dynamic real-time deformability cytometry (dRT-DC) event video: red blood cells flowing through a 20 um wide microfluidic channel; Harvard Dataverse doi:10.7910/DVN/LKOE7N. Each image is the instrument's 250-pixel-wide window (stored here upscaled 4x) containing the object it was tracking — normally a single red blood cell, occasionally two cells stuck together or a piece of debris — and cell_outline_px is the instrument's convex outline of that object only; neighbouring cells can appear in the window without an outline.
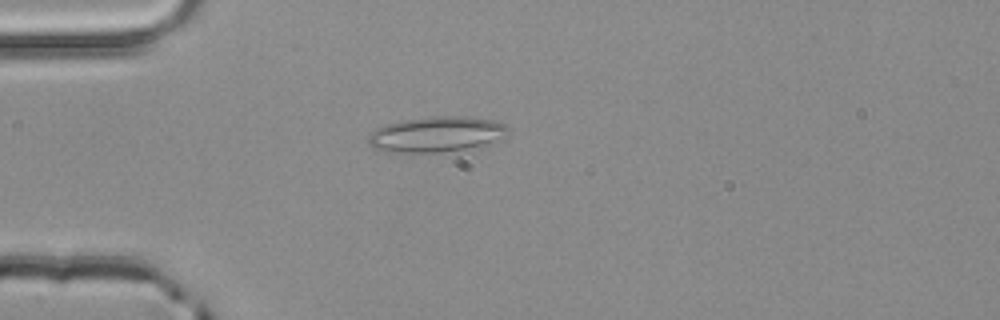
{"species": "common noctule bat (a hibernating species)", "species_latin": "Nyctalus noctula", "temperature_condition": "room temperature", "stored_images_in_passage": 1, "camera_frame_rate_fps": 3000, "um_per_image_px": 0.085, "animal": {"sex": "male", "body_mass_g": 20.4}, "frame": {"image": 1, "passage_image": 1, "time_ms": 0.0, "image_size_px": [1000, 320], "cell_outline_px": [[508, 128], [504, 136], [484, 148], [440, 152], [384, 152], [368, 144], [368, 136], [376, 128], [400, 120], [432, 116], [468, 116], [492, 120], [504, 124]], "centroid_in_image_um": [37.13, 11.43], "position_along_channel_um": 47.9, "area_um2": 29.36}}